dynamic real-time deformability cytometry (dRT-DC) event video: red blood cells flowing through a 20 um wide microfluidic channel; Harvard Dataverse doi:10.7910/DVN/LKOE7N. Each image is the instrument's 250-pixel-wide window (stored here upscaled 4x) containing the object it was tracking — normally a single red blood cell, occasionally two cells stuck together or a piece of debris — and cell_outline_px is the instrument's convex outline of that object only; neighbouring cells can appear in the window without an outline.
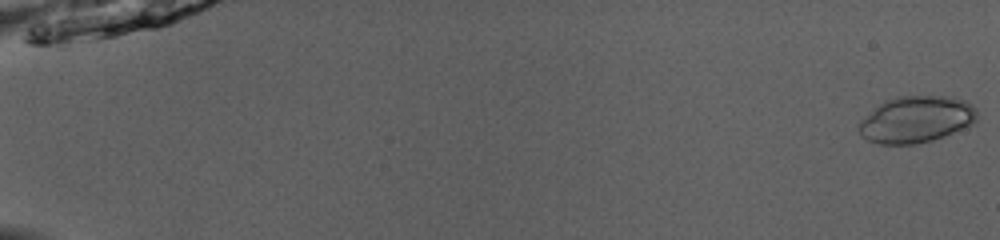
{"species": "common noctule bat (a hibernating species)", "species_latin": "Nyctalus noctula", "temperature_condition": "room temperature", "stored_images_in_passage": 51, "camera_frame_rate_fps": 3000, "um_per_image_px": 0.085, "animal": {"sex": "male", "body_mass_g": 13.0, "forearm_length_mm": 53.1}, "frame": {"image": 1, "passage_image": 1, "time_ms": 0.0, "image_size_px": [1000, 240], "cell_outline_px": [[976, 120], [972, 124], [944, 136], [932, 140], [916, 144], [880, 144], [868, 140], [860, 136], [860, 120], [880, 104], [888, 100], [900, 96], [944, 96], [964, 100], [972, 104], [976, 108]], "centroid_in_image_um": [77.88, 10.16], "position_along_channel_um": 7.1, "area_um2": 31.73}}
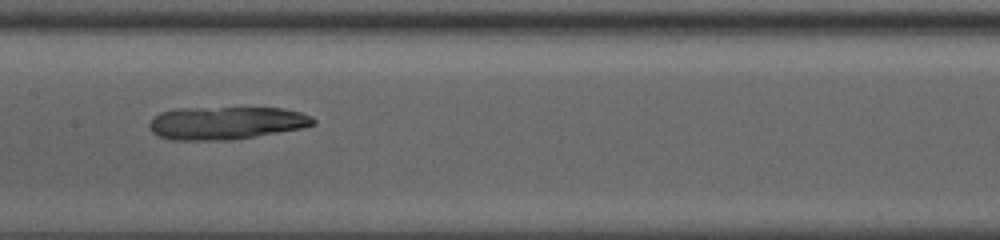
{"frame": {"image": 2, "passage_image": 28, "time_ms": 9.0, "image_size_px": [1000, 240], "cell_outline_px": [[316, 124], [304, 128], [232, 140], [172, 140], [160, 136], [152, 132], [148, 128], [148, 124], [152, 116], [160, 112], [176, 108], [284, 108], [300, 112], [312, 116], [316, 120]], "centroid_in_image_um": [19.21, 10.45], "position_along_channel_um": 188.2, "area_um2": 31.73}}
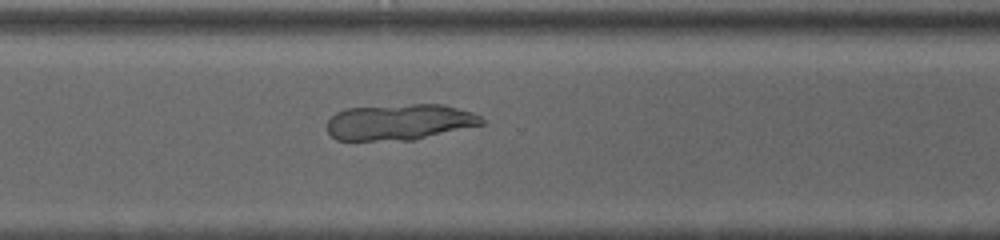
{"frame": {"image": 3, "passage_image": 39, "time_ms": 12.667, "image_size_px": [1000, 240], "cell_outline_px": [[484, 124], [416, 140], [336, 140], [328, 132], [328, 120], [336, 112], [348, 108], [412, 104], [444, 104], [472, 112], [480, 116], [484, 120]], "centroid_in_image_um": [33.99, 10.38], "position_along_channel_um": 336.6, "area_um2": 32.48}}